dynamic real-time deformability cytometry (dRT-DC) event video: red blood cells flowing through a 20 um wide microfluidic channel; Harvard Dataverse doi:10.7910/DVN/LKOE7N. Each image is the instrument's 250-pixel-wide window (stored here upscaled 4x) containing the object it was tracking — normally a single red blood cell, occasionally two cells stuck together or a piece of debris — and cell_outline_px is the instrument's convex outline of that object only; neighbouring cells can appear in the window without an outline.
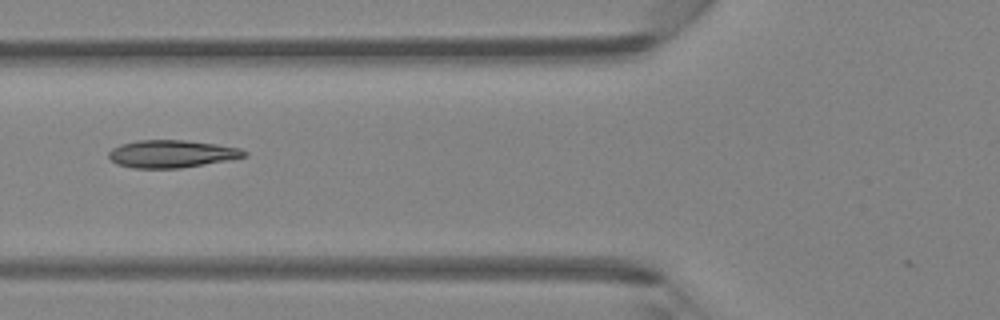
{"species": "Egyptian fruit bat (a non-hibernating species)", "species_latin": "Rousettus aegyptiacus", "temperature_condition": "room temperature", "stored_images_in_passage": 6, "camera_frame_rate_fps": 3000, "um_per_image_px": 0.085, "animal": {"sex": "female"}, "frame": {"image": 1, "passage_image": 6, "time_ms": 5.667, "image_size_px": [1000, 320], "cell_outline_px": [[248, 156], [228, 160], [180, 168], [132, 168], [116, 164], [108, 156], [108, 152], [112, 148], [120, 144], [136, 140], [184, 140], [216, 144], [240, 148], [248, 152]], "centroid_in_image_um": [14.58, 13.07], "position_along_channel_um": 111.2, "area_um2": 21.85}}